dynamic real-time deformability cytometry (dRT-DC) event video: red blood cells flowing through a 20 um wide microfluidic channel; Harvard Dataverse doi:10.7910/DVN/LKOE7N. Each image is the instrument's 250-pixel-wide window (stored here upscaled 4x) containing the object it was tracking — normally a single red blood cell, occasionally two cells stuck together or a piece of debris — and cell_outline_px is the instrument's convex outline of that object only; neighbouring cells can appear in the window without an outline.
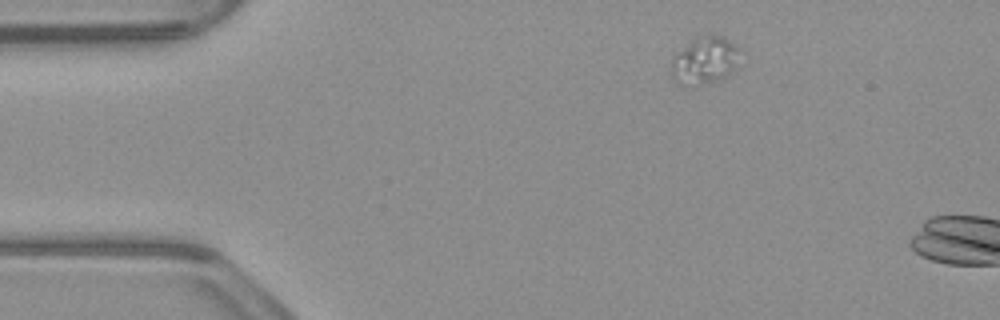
{"species": "common noctule bat (a hibernating species)", "species_latin": "Nyctalus noctula", "temperature_condition": "warm", "stored_images_in_passage": 6, "camera_frame_rate_fps": 3000, "um_per_image_px": 0.085, "animal": {"sex": "male", "body_mass_g": 23.1, "forearm_length_mm": 52.7}, "frame": {"image": 1, "passage_image": 1, "time_ms": 0.0, "image_size_px": [1000, 320], "cell_outline_px": [[744, 52], [736, 68], [728, 76], [700, 84], [684, 88], [680, 88], [676, 84], [668, 72], [668, 64], [672, 56], [696, 36], [708, 32], [724, 36]], "centroid_in_image_um": [59.86, 5.13], "position_along_channel_um": 25.1, "area_um2": 20.35}}